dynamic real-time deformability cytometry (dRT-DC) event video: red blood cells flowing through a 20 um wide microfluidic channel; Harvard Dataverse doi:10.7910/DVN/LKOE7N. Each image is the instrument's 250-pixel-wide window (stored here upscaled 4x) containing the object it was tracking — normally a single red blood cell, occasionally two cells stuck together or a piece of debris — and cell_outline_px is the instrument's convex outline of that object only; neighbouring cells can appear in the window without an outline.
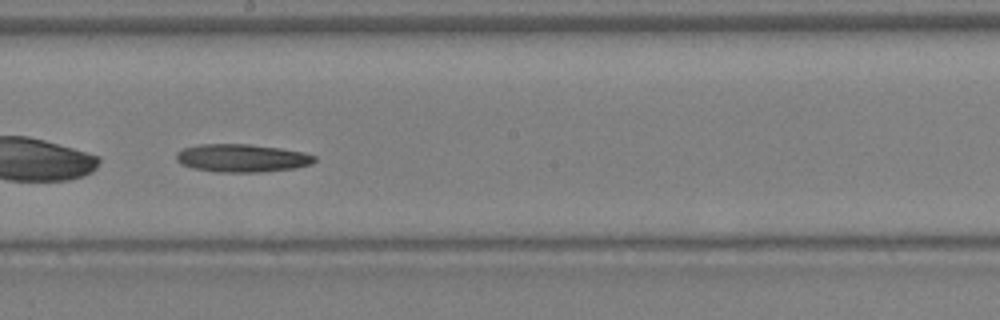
{"species": "Egyptian fruit bat (a non-hibernating species)", "species_latin": "Rousettus aegyptiacus", "temperature_condition": "warm", "stored_images_in_passage": 32, "camera_frame_rate_fps": 3000, "um_per_image_px": 0.085, "animal": {"sex": "female"}, "frame": {"image": 1, "passage_image": 19, "time_ms": 6.0, "image_size_px": [1000, 320], "cell_outline_px": [[316, 160], [312, 164], [296, 168], [260, 172], [216, 172], [192, 168], [180, 164], [176, 160], [176, 152], [184, 148], [200, 144], [248, 144], [280, 148], [304, 152], [316, 156]], "centroid_in_image_um": [20.56, 13.44], "position_along_channel_um": 227.6, "area_um2": 22.72}}